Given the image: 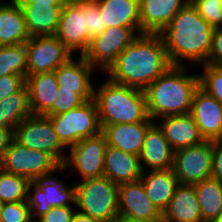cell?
Listing matches in <instances>:
<instances>
[{"label": "cell", "instance_id": "cell-6", "mask_svg": "<svg viewBox=\"0 0 222 222\" xmlns=\"http://www.w3.org/2000/svg\"><path fill=\"white\" fill-rule=\"evenodd\" d=\"M48 117L58 140L66 150L83 138L95 136L102 130L94 98L80 107Z\"/></svg>", "mask_w": 222, "mask_h": 222}, {"label": "cell", "instance_id": "cell-12", "mask_svg": "<svg viewBox=\"0 0 222 222\" xmlns=\"http://www.w3.org/2000/svg\"><path fill=\"white\" fill-rule=\"evenodd\" d=\"M213 142H204L174 151L173 172L178 183L195 184L208 179L212 173Z\"/></svg>", "mask_w": 222, "mask_h": 222}, {"label": "cell", "instance_id": "cell-9", "mask_svg": "<svg viewBox=\"0 0 222 222\" xmlns=\"http://www.w3.org/2000/svg\"><path fill=\"white\" fill-rule=\"evenodd\" d=\"M27 203L33 222L46 214L50 208L75 205V183L70 186L55 177V172L47 177L29 183Z\"/></svg>", "mask_w": 222, "mask_h": 222}, {"label": "cell", "instance_id": "cell-15", "mask_svg": "<svg viewBox=\"0 0 222 222\" xmlns=\"http://www.w3.org/2000/svg\"><path fill=\"white\" fill-rule=\"evenodd\" d=\"M119 221L162 222V213L146 195L141 180L118 185Z\"/></svg>", "mask_w": 222, "mask_h": 222}, {"label": "cell", "instance_id": "cell-30", "mask_svg": "<svg viewBox=\"0 0 222 222\" xmlns=\"http://www.w3.org/2000/svg\"><path fill=\"white\" fill-rule=\"evenodd\" d=\"M199 199L203 222H209L222 214V184L210 177L194 184Z\"/></svg>", "mask_w": 222, "mask_h": 222}, {"label": "cell", "instance_id": "cell-42", "mask_svg": "<svg viewBox=\"0 0 222 222\" xmlns=\"http://www.w3.org/2000/svg\"><path fill=\"white\" fill-rule=\"evenodd\" d=\"M13 139V131L6 127L0 126V158L3 156L5 150Z\"/></svg>", "mask_w": 222, "mask_h": 222}, {"label": "cell", "instance_id": "cell-16", "mask_svg": "<svg viewBox=\"0 0 222 222\" xmlns=\"http://www.w3.org/2000/svg\"><path fill=\"white\" fill-rule=\"evenodd\" d=\"M29 104L33 115H56L58 82L53 72L36 73L25 78Z\"/></svg>", "mask_w": 222, "mask_h": 222}, {"label": "cell", "instance_id": "cell-19", "mask_svg": "<svg viewBox=\"0 0 222 222\" xmlns=\"http://www.w3.org/2000/svg\"><path fill=\"white\" fill-rule=\"evenodd\" d=\"M190 114L204 140L213 141L222 126V105L199 87L194 93Z\"/></svg>", "mask_w": 222, "mask_h": 222}, {"label": "cell", "instance_id": "cell-32", "mask_svg": "<svg viewBox=\"0 0 222 222\" xmlns=\"http://www.w3.org/2000/svg\"><path fill=\"white\" fill-rule=\"evenodd\" d=\"M29 181L0 168V200L3 203L27 201Z\"/></svg>", "mask_w": 222, "mask_h": 222}, {"label": "cell", "instance_id": "cell-31", "mask_svg": "<svg viewBox=\"0 0 222 222\" xmlns=\"http://www.w3.org/2000/svg\"><path fill=\"white\" fill-rule=\"evenodd\" d=\"M13 74L27 77L25 43L0 46V77Z\"/></svg>", "mask_w": 222, "mask_h": 222}, {"label": "cell", "instance_id": "cell-46", "mask_svg": "<svg viewBox=\"0 0 222 222\" xmlns=\"http://www.w3.org/2000/svg\"><path fill=\"white\" fill-rule=\"evenodd\" d=\"M209 222H222V214L219 217H217L216 219H213Z\"/></svg>", "mask_w": 222, "mask_h": 222}, {"label": "cell", "instance_id": "cell-20", "mask_svg": "<svg viewBox=\"0 0 222 222\" xmlns=\"http://www.w3.org/2000/svg\"><path fill=\"white\" fill-rule=\"evenodd\" d=\"M174 150L165 139L162 130L154 122L147 130L139 155L142 171L172 169ZM145 167V168H144Z\"/></svg>", "mask_w": 222, "mask_h": 222}, {"label": "cell", "instance_id": "cell-2", "mask_svg": "<svg viewBox=\"0 0 222 222\" xmlns=\"http://www.w3.org/2000/svg\"><path fill=\"white\" fill-rule=\"evenodd\" d=\"M214 28L189 2L160 33L172 65L188 66L186 61L204 65L210 53ZM202 63V64H201Z\"/></svg>", "mask_w": 222, "mask_h": 222}, {"label": "cell", "instance_id": "cell-34", "mask_svg": "<svg viewBox=\"0 0 222 222\" xmlns=\"http://www.w3.org/2000/svg\"><path fill=\"white\" fill-rule=\"evenodd\" d=\"M190 2L210 26L222 27V0H190Z\"/></svg>", "mask_w": 222, "mask_h": 222}, {"label": "cell", "instance_id": "cell-39", "mask_svg": "<svg viewBox=\"0 0 222 222\" xmlns=\"http://www.w3.org/2000/svg\"><path fill=\"white\" fill-rule=\"evenodd\" d=\"M25 85V78L20 75L0 77V101L19 91Z\"/></svg>", "mask_w": 222, "mask_h": 222}, {"label": "cell", "instance_id": "cell-4", "mask_svg": "<svg viewBox=\"0 0 222 222\" xmlns=\"http://www.w3.org/2000/svg\"><path fill=\"white\" fill-rule=\"evenodd\" d=\"M101 128L111 124L154 122L147 113L144 90L128 87L106 79L94 87Z\"/></svg>", "mask_w": 222, "mask_h": 222}, {"label": "cell", "instance_id": "cell-38", "mask_svg": "<svg viewBox=\"0 0 222 222\" xmlns=\"http://www.w3.org/2000/svg\"><path fill=\"white\" fill-rule=\"evenodd\" d=\"M75 212L72 206L53 207L35 222H71Z\"/></svg>", "mask_w": 222, "mask_h": 222}, {"label": "cell", "instance_id": "cell-26", "mask_svg": "<svg viewBox=\"0 0 222 222\" xmlns=\"http://www.w3.org/2000/svg\"><path fill=\"white\" fill-rule=\"evenodd\" d=\"M139 156L108 146L105 154L104 176L117 185L141 179Z\"/></svg>", "mask_w": 222, "mask_h": 222}, {"label": "cell", "instance_id": "cell-3", "mask_svg": "<svg viewBox=\"0 0 222 222\" xmlns=\"http://www.w3.org/2000/svg\"><path fill=\"white\" fill-rule=\"evenodd\" d=\"M187 67L172 65L144 89L147 113L154 122L158 117L190 113L199 74H188Z\"/></svg>", "mask_w": 222, "mask_h": 222}, {"label": "cell", "instance_id": "cell-27", "mask_svg": "<svg viewBox=\"0 0 222 222\" xmlns=\"http://www.w3.org/2000/svg\"><path fill=\"white\" fill-rule=\"evenodd\" d=\"M140 180L148 198L163 214L178 185L173 169L148 170L142 173Z\"/></svg>", "mask_w": 222, "mask_h": 222}, {"label": "cell", "instance_id": "cell-35", "mask_svg": "<svg viewBox=\"0 0 222 222\" xmlns=\"http://www.w3.org/2000/svg\"><path fill=\"white\" fill-rule=\"evenodd\" d=\"M1 222H33L27 201L4 203Z\"/></svg>", "mask_w": 222, "mask_h": 222}, {"label": "cell", "instance_id": "cell-10", "mask_svg": "<svg viewBox=\"0 0 222 222\" xmlns=\"http://www.w3.org/2000/svg\"><path fill=\"white\" fill-rule=\"evenodd\" d=\"M107 141L102 132L83 138L71 146L67 152V158L63 165L64 171L73 175L80 174L82 180L104 176L105 154Z\"/></svg>", "mask_w": 222, "mask_h": 222}, {"label": "cell", "instance_id": "cell-40", "mask_svg": "<svg viewBox=\"0 0 222 222\" xmlns=\"http://www.w3.org/2000/svg\"><path fill=\"white\" fill-rule=\"evenodd\" d=\"M207 64L222 66V27L214 28Z\"/></svg>", "mask_w": 222, "mask_h": 222}, {"label": "cell", "instance_id": "cell-14", "mask_svg": "<svg viewBox=\"0 0 222 222\" xmlns=\"http://www.w3.org/2000/svg\"><path fill=\"white\" fill-rule=\"evenodd\" d=\"M27 51V76L53 72L65 64L71 52L54 36H30L25 43Z\"/></svg>", "mask_w": 222, "mask_h": 222}, {"label": "cell", "instance_id": "cell-13", "mask_svg": "<svg viewBox=\"0 0 222 222\" xmlns=\"http://www.w3.org/2000/svg\"><path fill=\"white\" fill-rule=\"evenodd\" d=\"M87 0H67L55 36L71 52L86 51L91 39L86 28Z\"/></svg>", "mask_w": 222, "mask_h": 222}, {"label": "cell", "instance_id": "cell-33", "mask_svg": "<svg viewBox=\"0 0 222 222\" xmlns=\"http://www.w3.org/2000/svg\"><path fill=\"white\" fill-rule=\"evenodd\" d=\"M199 75V87L222 105V66L204 64Z\"/></svg>", "mask_w": 222, "mask_h": 222}, {"label": "cell", "instance_id": "cell-22", "mask_svg": "<svg viewBox=\"0 0 222 222\" xmlns=\"http://www.w3.org/2000/svg\"><path fill=\"white\" fill-rule=\"evenodd\" d=\"M162 222H203L194 184L178 183Z\"/></svg>", "mask_w": 222, "mask_h": 222}, {"label": "cell", "instance_id": "cell-8", "mask_svg": "<svg viewBox=\"0 0 222 222\" xmlns=\"http://www.w3.org/2000/svg\"><path fill=\"white\" fill-rule=\"evenodd\" d=\"M14 140L24 147L46 152L61 166L67 152L58 140L51 119L45 115H31L24 119L13 132Z\"/></svg>", "mask_w": 222, "mask_h": 222}, {"label": "cell", "instance_id": "cell-25", "mask_svg": "<svg viewBox=\"0 0 222 222\" xmlns=\"http://www.w3.org/2000/svg\"><path fill=\"white\" fill-rule=\"evenodd\" d=\"M154 122H137L132 124H111L102 127L101 132L107 145L124 152L139 156L145 134Z\"/></svg>", "mask_w": 222, "mask_h": 222}, {"label": "cell", "instance_id": "cell-18", "mask_svg": "<svg viewBox=\"0 0 222 222\" xmlns=\"http://www.w3.org/2000/svg\"><path fill=\"white\" fill-rule=\"evenodd\" d=\"M190 0H139L141 34H160Z\"/></svg>", "mask_w": 222, "mask_h": 222}, {"label": "cell", "instance_id": "cell-17", "mask_svg": "<svg viewBox=\"0 0 222 222\" xmlns=\"http://www.w3.org/2000/svg\"><path fill=\"white\" fill-rule=\"evenodd\" d=\"M95 68L82 56L77 59L71 57L65 64L55 71L58 86L61 91L77 92L87 101L94 98L92 75Z\"/></svg>", "mask_w": 222, "mask_h": 222}, {"label": "cell", "instance_id": "cell-21", "mask_svg": "<svg viewBox=\"0 0 222 222\" xmlns=\"http://www.w3.org/2000/svg\"><path fill=\"white\" fill-rule=\"evenodd\" d=\"M155 123L162 130L165 139L175 151L204 142L199 128L190 113L184 115L165 116Z\"/></svg>", "mask_w": 222, "mask_h": 222}, {"label": "cell", "instance_id": "cell-36", "mask_svg": "<svg viewBox=\"0 0 222 222\" xmlns=\"http://www.w3.org/2000/svg\"><path fill=\"white\" fill-rule=\"evenodd\" d=\"M86 28L90 39L106 29L99 7L93 0H87Z\"/></svg>", "mask_w": 222, "mask_h": 222}, {"label": "cell", "instance_id": "cell-5", "mask_svg": "<svg viewBox=\"0 0 222 222\" xmlns=\"http://www.w3.org/2000/svg\"><path fill=\"white\" fill-rule=\"evenodd\" d=\"M74 206L100 222H119L118 185L106 176L80 179L75 182Z\"/></svg>", "mask_w": 222, "mask_h": 222}, {"label": "cell", "instance_id": "cell-23", "mask_svg": "<svg viewBox=\"0 0 222 222\" xmlns=\"http://www.w3.org/2000/svg\"><path fill=\"white\" fill-rule=\"evenodd\" d=\"M99 7L103 24L110 27H129L141 35L139 0H93Z\"/></svg>", "mask_w": 222, "mask_h": 222}, {"label": "cell", "instance_id": "cell-41", "mask_svg": "<svg viewBox=\"0 0 222 222\" xmlns=\"http://www.w3.org/2000/svg\"><path fill=\"white\" fill-rule=\"evenodd\" d=\"M211 177L222 184V145L213 142Z\"/></svg>", "mask_w": 222, "mask_h": 222}, {"label": "cell", "instance_id": "cell-1", "mask_svg": "<svg viewBox=\"0 0 222 222\" xmlns=\"http://www.w3.org/2000/svg\"><path fill=\"white\" fill-rule=\"evenodd\" d=\"M172 66L160 34L139 35L105 72L111 81L144 90Z\"/></svg>", "mask_w": 222, "mask_h": 222}, {"label": "cell", "instance_id": "cell-45", "mask_svg": "<svg viewBox=\"0 0 222 222\" xmlns=\"http://www.w3.org/2000/svg\"><path fill=\"white\" fill-rule=\"evenodd\" d=\"M212 142L222 145V126L220 128V131H219L217 137Z\"/></svg>", "mask_w": 222, "mask_h": 222}, {"label": "cell", "instance_id": "cell-11", "mask_svg": "<svg viewBox=\"0 0 222 222\" xmlns=\"http://www.w3.org/2000/svg\"><path fill=\"white\" fill-rule=\"evenodd\" d=\"M139 35L129 27L106 28L92 38L82 57L95 69L105 73L119 54Z\"/></svg>", "mask_w": 222, "mask_h": 222}, {"label": "cell", "instance_id": "cell-37", "mask_svg": "<svg viewBox=\"0 0 222 222\" xmlns=\"http://www.w3.org/2000/svg\"><path fill=\"white\" fill-rule=\"evenodd\" d=\"M56 98V115L67 112L71 109L82 106L87 100L77 92L61 91L58 88Z\"/></svg>", "mask_w": 222, "mask_h": 222}, {"label": "cell", "instance_id": "cell-29", "mask_svg": "<svg viewBox=\"0 0 222 222\" xmlns=\"http://www.w3.org/2000/svg\"><path fill=\"white\" fill-rule=\"evenodd\" d=\"M31 115L26 85L0 101V126L11 129L13 132L24 119Z\"/></svg>", "mask_w": 222, "mask_h": 222}, {"label": "cell", "instance_id": "cell-28", "mask_svg": "<svg viewBox=\"0 0 222 222\" xmlns=\"http://www.w3.org/2000/svg\"><path fill=\"white\" fill-rule=\"evenodd\" d=\"M30 38L18 1L0 5V46L23 44Z\"/></svg>", "mask_w": 222, "mask_h": 222}, {"label": "cell", "instance_id": "cell-24", "mask_svg": "<svg viewBox=\"0 0 222 222\" xmlns=\"http://www.w3.org/2000/svg\"><path fill=\"white\" fill-rule=\"evenodd\" d=\"M30 36H54L57 32L61 10L64 6L18 2Z\"/></svg>", "mask_w": 222, "mask_h": 222}, {"label": "cell", "instance_id": "cell-43", "mask_svg": "<svg viewBox=\"0 0 222 222\" xmlns=\"http://www.w3.org/2000/svg\"><path fill=\"white\" fill-rule=\"evenodd\" d=\"M18 2H36V4H49L53 6H64L67 0H17Z\"/></svg>", "mask_w": 222, "mask_h": 222}, {"label": "cell", "instance_id": "cell-44", "mask_svg": "<svg viewBox=\"0 0 222 222\" xmlns=\"http://www.w3.org/2000/svg\"><path fill=\"white\" fill-rule=\"evenodd\" d=\"M71 222H100V221L76 211L72 217Z\"/></svg>", "mask_w": 222, "mask_h": 222}, {"label": "cell", "instance_id": "cell-47", "mask_svg": "<svg viewBox=\"0 0 222 222\" xmlns=\"http://www.w3.org/2000/svg\"><path fill=\"white\" fill-rule=\"evenodd\" d=\"M3 202L0 200V222H1V213H2V209H3Z\"/></svg>", "mask_w": 222, "mask_h": 222}, {"label": "cell", "instance_id": "cell-7", "mask_svg": "<svg viewBox=\"0 0 222 222\" xmlns=\"http://www.w3.org/2000/svg\"><path fill=\"white\" fill-rule=\"evenodd\" d=\"M0 168L25 177L31 182L64 170L48 153L24 147L14 139L0 158Z\"/></svg>", "mask_w": 222, "mask_h": 222}]
</instances>
